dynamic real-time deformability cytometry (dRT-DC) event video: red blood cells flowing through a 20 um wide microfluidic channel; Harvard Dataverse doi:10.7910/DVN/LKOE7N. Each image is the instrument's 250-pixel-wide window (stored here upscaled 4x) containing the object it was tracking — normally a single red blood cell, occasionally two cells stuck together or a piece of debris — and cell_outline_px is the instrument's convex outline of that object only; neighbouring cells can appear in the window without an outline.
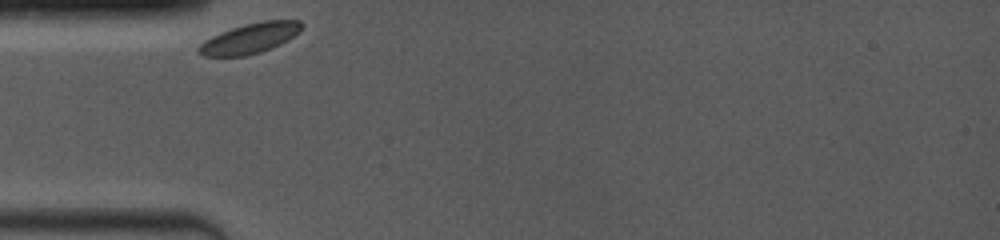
{"species": "common noctule bat (a hibernating species)", "species_latin": "Nyctalus noctula", "temperature_condition": "room temperature", "stored_images_in_passage": 49, "camera_frame_rate_fps": 4000, "um_per_image_px": 0.085, "animal": {"sex": "female", "body_mass_g": 19.0, "forearm_length_mm": 53.3}, "frame": {"image": 1, "passage_image": 1, "time_ms": 0.0, "image_size_px": [1000, 240], "cell_outline_px": [[304, 24], [300, 32], [288, 40], [280, 44], [260, 52], [244, 56], [204, 56], [196, 52], [196, 48], [204, 40], [220, 32], [244, 24], [264, 20], [300, 20]], "centroid_in_image_um": [21.24, 3.25], "position_along_channel_um": 63.8, "area_um2": 18.26}}
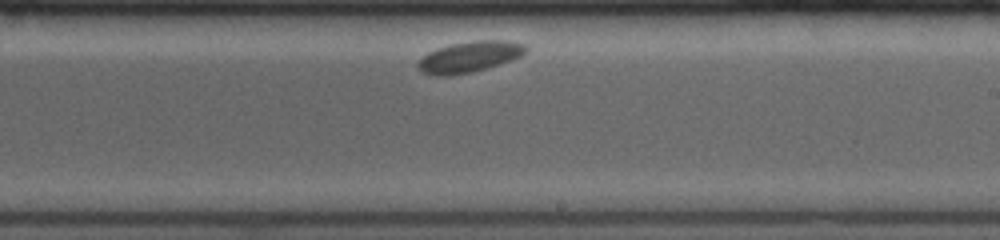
{"frame": {"image": 2, "passage_image": 28, "time_ms": 5.5, "image_size_px": [1000, 240], "cell_outline_px": [[528, 48], [520, 56], [512, 60], [472, 72], [448, 76], [436, 76], [424, 72], [416, 64], [428, 52], [436, 48], [448, 44], [476, 40], [508, 40], [524, 44]], "centroid_in_image_um": [39.91, 4.81], "position_along_channel_um": 249.1, "area_um2": 19.36}}
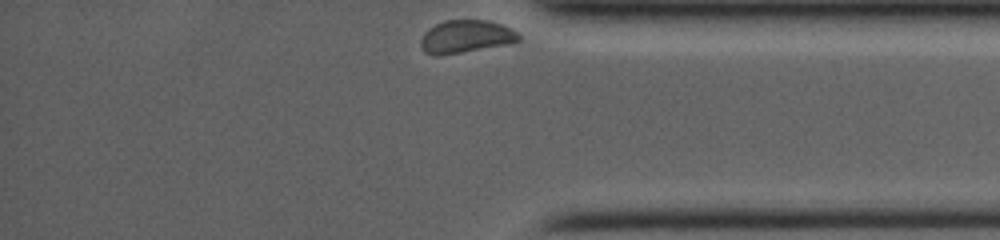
{"frame": {"image": 3, "passage_image": 49, "time_ms": 9.75, "image_size_px": [1000, 240], "cell_outline_px": [[520, 40], [512, 44], [440, 56], [436, 56], [424, 52], [420, 44], [420, 40], [424, 32], [428, 28], [444, 20], [488, 20], [512, 28], [520, 36]], "centroid_in_image_um": [39.6, 3.12], "position_along_channel_um": 395.6, "area_um2": 19.07}}